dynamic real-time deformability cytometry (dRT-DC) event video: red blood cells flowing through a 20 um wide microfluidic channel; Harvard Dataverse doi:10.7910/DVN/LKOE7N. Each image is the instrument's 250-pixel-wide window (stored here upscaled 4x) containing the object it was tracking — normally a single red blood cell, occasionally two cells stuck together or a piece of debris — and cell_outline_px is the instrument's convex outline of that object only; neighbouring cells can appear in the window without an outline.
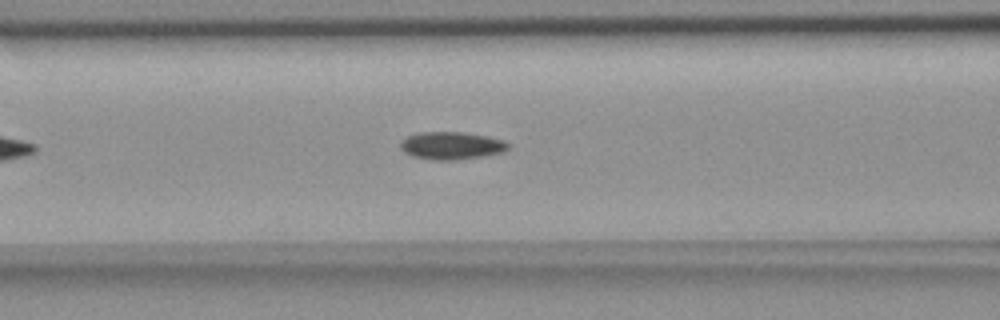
{"species": "common noctule bat (a hibernating species)", "species_latin": "Nyctalus noctula", "temperature_condition": "room temperature", "stored_images_in_passage": 37, "camera_frame_rate_fps": 3000, "um_per_image_px": 0.085, "animal": {"sex": "female", "body_mass_g": 18.4}, "frame": {"image": 1, "passage_image": 12, "time_ms": 3.667, "image_size_px": [1000, 320], "cell_outline_px": [[508, 148], [504, 152], [456, 160], [432, 160], [412, 156], [404, 152], [400, 148], [400, 140], [408, 136], [420, 132], [464, 132], [488, 136], [504, 140], [508, 144]], "centroid_in_image_um": [38.35, 12.37], "position_along_channel_um": 128.3, "area_um2": 17.4}}
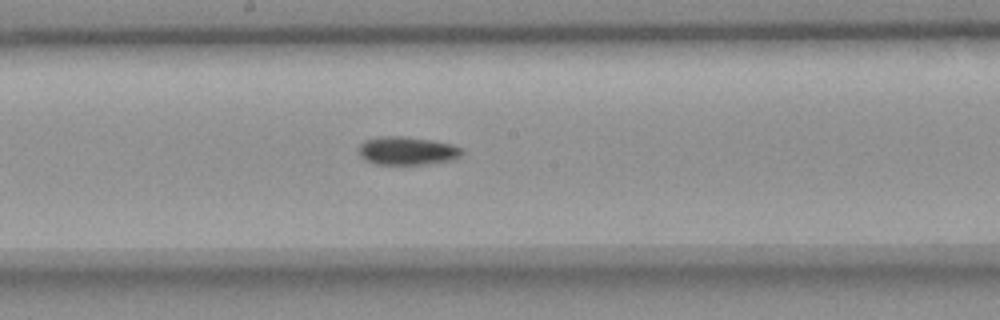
{"frame": {"image": 2, "passage_image": 19, "time_ms": 6.0, "image_size_px": [1000, 320], "cell_outline_px": [[464, 152], [456, 160], [428, 164], [376, 164], [364, 160], [360, 156], [360, 144], [364, 140], [380, 136], [396, 136], [432, 140], [452, 144], [460, 148]], "centroid_in_image_um": [34.63, 12.83], "position_along_channel_um": 213.6, "area_um2": 17.05}}
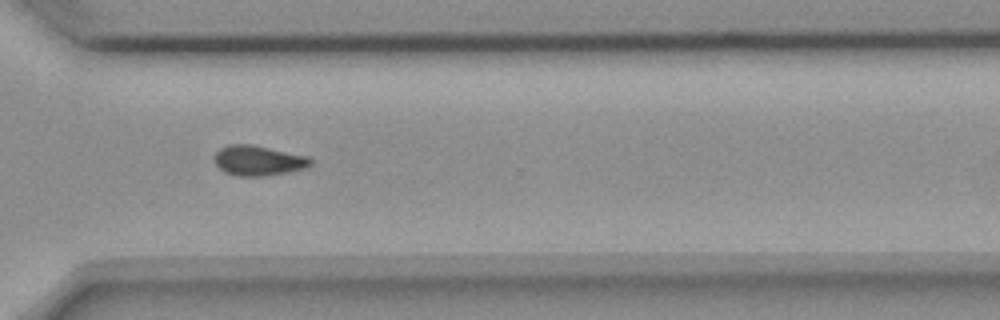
{"frame": {"image": 3, "passage_image": 30, "time_ms": 9.667, "image_size_px": [1000, 320], "cell_outline_px": [[312, 164], [304, 168], [288, 172], [264, 176], [236, 176], [224, 172], [216, 164], [216, 152], [220, 148], [228, 144], [252, 144], [308, 156], [312, 160]], "centroid_in_image_um": [21.96, 13.64], "position_along_channel_um": 348.6, "area_um2": 16.82}}